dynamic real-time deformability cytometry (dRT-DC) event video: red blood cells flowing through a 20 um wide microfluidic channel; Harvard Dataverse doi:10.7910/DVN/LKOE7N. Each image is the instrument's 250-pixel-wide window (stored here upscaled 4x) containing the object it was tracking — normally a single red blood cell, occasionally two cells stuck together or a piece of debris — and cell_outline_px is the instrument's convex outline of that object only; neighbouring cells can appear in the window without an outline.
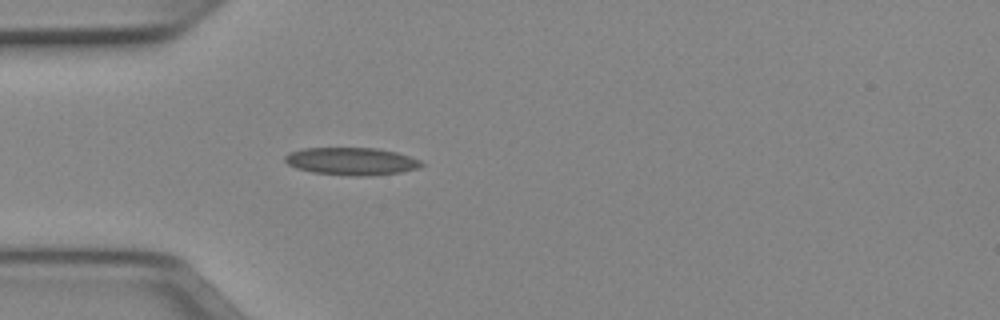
{"species": "Egyptian fruit bat (a non-hibernating species)", "species_latin": "Rousettus aegyptiacus", "temperature_condition": "cold", "stored_images_in_passage": 37, "camera_frame_rate_fps": 3000, "um_per_image_px": 0.085, "animal": {"sex": "female"}, "frame": {"image": 1, "passage_image": 1, "time_ms": 0.0, "image_size_px": [1000, 320], "cell_outline_px": [[424, 164], [420, 168], [400, 172], [368, 176], [348, 176], [312, 172], [296, 168], [288, 164], [284, 160], [284, 156], [288, 152], [304, 148], [376, 148], [396, 152], [420, 160]], "centroid_in_image_um": [29.86, 13.71], "position_along_channel_um": 55.1, "area_um2": 22.02}}
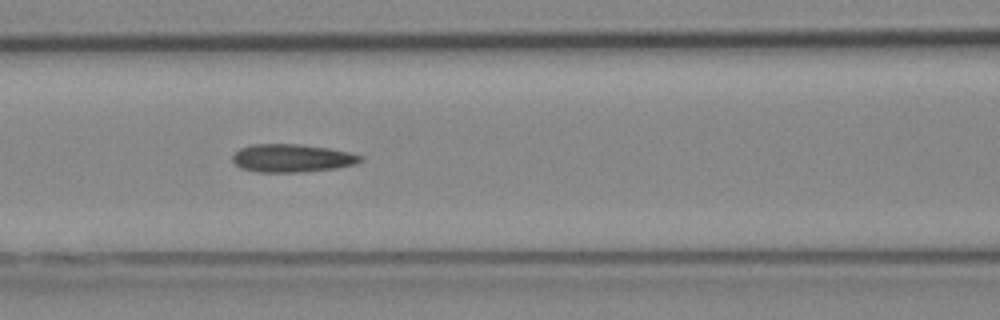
{"frame": {"image": 2, "passage_image": 8, "time_ms": 2.333, "image_size_px": [1000, 320], "cell_outline_px": [[364, 160], [356, 164], [336, 168], [300, 172], [256, 172], [240, 168], [232, 160], [232, 156], [240, 148], [252, 144], [300, 144], [328, 148], [348, 152], [364, 156]], "centroid_in_image_um": [24.83, 13.44], "position_along_channel_um": 141.8, "area_um2": 20.98}}
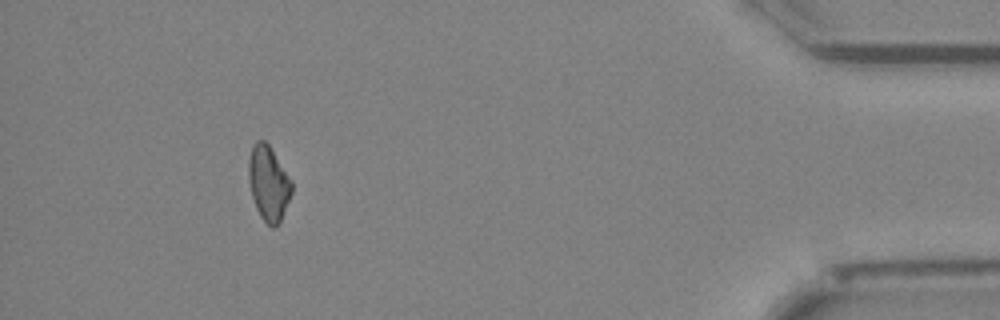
{"frame": {"image": 3, "passage_image": 33, "time_ms": 10.667, "image_size_px": [1000, 320], "cell_outline_px": [[292, 192], [280, 220], [276, 228], [272, 228], [260, 216], [256, 208], [252, 196], [248, 180], [248, 160], [252, 144], [256, 140], [264, 140], [268, 144], [292, 180]], "centroid_in_image_um": [22.8, 15.56], "position_along_channel_um": 412.4, "area_um2": 18.79}, "authors_computed_cell_mechanics": {"area_um2": 19.9988, "velocity_mm_per_s": 3.9764, "shape_relaxation_time_tau1_ms": null, "shape_relaxation_time_tau2_ms": 5.5857, "deformation_change_tau1": null, "deformation_change_tau2": 0.1526}}